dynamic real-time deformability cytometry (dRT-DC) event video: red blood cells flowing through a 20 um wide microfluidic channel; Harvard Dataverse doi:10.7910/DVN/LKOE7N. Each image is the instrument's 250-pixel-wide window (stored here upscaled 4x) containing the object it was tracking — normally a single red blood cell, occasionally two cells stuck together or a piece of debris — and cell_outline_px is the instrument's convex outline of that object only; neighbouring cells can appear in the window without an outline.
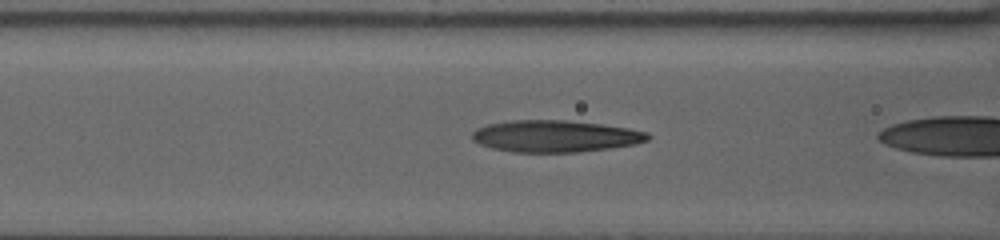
{"species": "human", "species_latin": "Homo sapiens", "temperature_condition": "warm", "stored_images_in_passage": 58, "camera_frame_rate_fps": 3000, "um_per_image_px": 0.085, "donor": {"sex": "female"}, "frame": {"image": 1, "passage_image": 30, "time_ms": 9.667, "image_size_px": [1000, 240], "cell_outline_px": [[652, 136], [648, 140], [636, 144], [608, 148], [576, 152], [512, 152], [492, 148], [480, 144], [472, 140], [472, 132], [476, 128], [488, 124], [508, 120], [568, 120], [600, 124], [628, 128], [648, 132]], "centroid_in_image_um": [47.18, 11.57], "position_along_channel_um": 119.4, "area_um2": 32.66}}
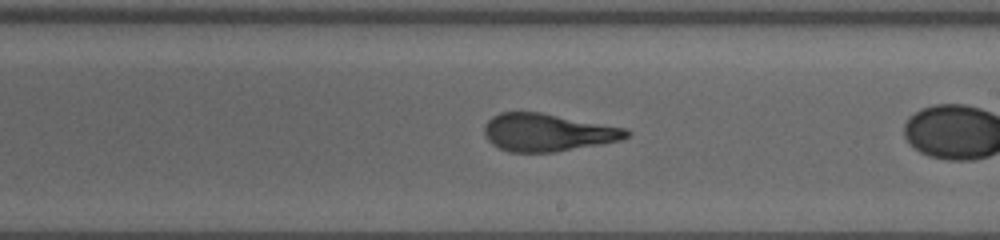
{"frame": {"image": 2, "passage_image": 43, "time_ms": 14.0, "image_size_px": [1000, 240], "cell_outline_px": [[632, 132], [628, 136], [620, 140], [600, 144], [556, 152], [508, 152], [492, 144], [484, 136], [484, 124], [492, 116], [500, 112], [540, 112], [628, 128]], "centroid_in_image_um": [46.54, 11.25], "position_along_channel_um": 242.5, "area_um2": 31.39}}
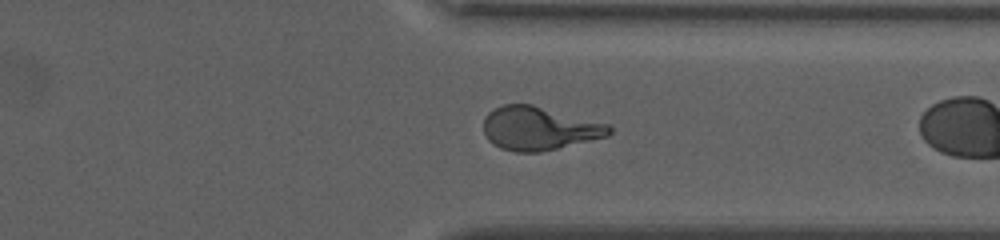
{"frame": {"image": 3, "passage_image": 56, "time_ms": 18.333, "image_size_px": [1000, 240], "cell_outline_px": [[612, 132], [608, 136], [540, 152], [516, 152], [500, 148], [492, 144], [488, 140], [484, 132], [484, 116], [488, 112], [504, 104], [532, 104], [608, 124], [612, 128]], "centroid_in_image_um": [45.8, 10.91], "position_along_channel_um": 365.6, "area_um2": 31.73}}